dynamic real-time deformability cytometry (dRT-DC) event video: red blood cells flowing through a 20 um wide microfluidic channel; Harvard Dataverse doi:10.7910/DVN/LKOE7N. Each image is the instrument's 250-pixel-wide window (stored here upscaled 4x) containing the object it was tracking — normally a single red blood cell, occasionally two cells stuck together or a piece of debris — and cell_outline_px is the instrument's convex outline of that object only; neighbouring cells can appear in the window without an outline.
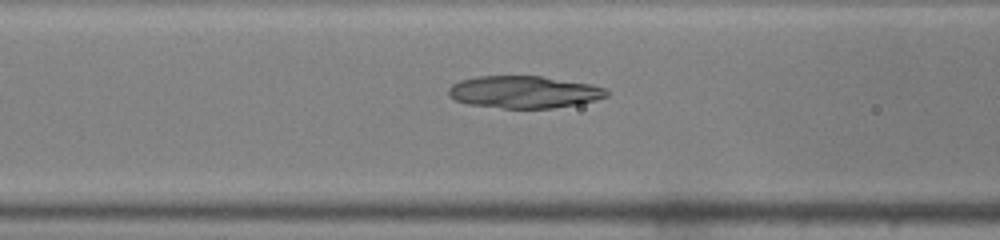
{"species": "common noctule bat (a hibernating species)", "species_latin": "Nyctalus noctula", "temperature_condition": "warm", "stored_images_in_passage": 50, "camera_frame_rate_fps": 3000, "um_per_image_px": 0.085, "animal": {"sex": "male", "body_mass_g": 19.0, "forearm_length_mm": 50.8}, "frame": {"image": 1, "passage_image": 21, "time_ms": 6.667, "image_size_px": [1000, 240], "cell_outline_px": [[608, 96], [596, 100], [576, 104], [552, 108], [504, 108], [468, 104], [456, 100], [448, 92], [448, 88], [452, 84], [460, 80], [476, 76], [540, 76], [592, 84], [604, 88], [608, 92]], "centroid_in_image_um": [44.54, 7.81], "position_along_channel_um": 122.1, "area_um2": 29.54}}
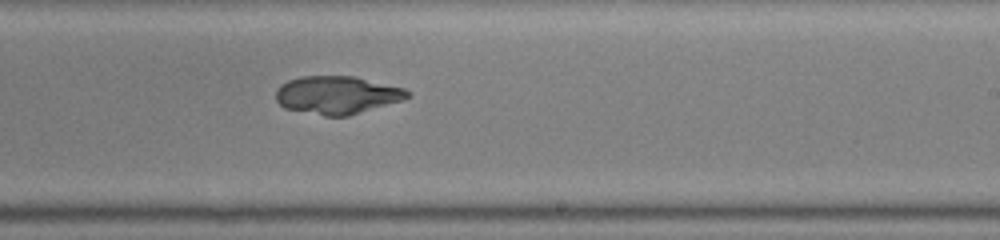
{"frame": {"image": 2, "passage_image": 31, "time_ms": 10.0, "image_size_px": [1000, 240], "cell_outline_px": [[412, 96], [400, 100], [348, 116], [324, 116], [284, 108], [276, 100], [276, 88], [280, 84], [288, 80], [304, 76], [356, 76], [404, 88]], "centroid_in_image_um": [28.61, 8.07], "position_along_channel_um": 260.4, "area_um2": 29.02}}
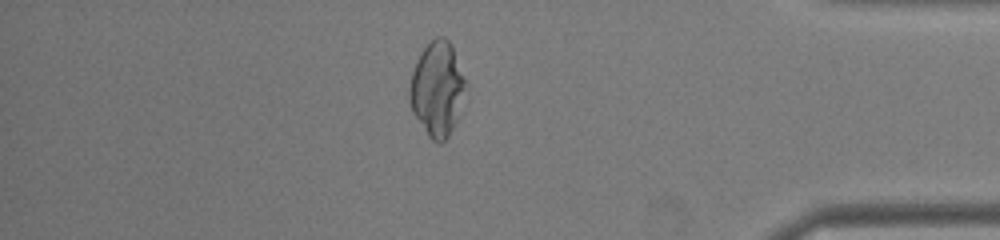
{"frame": {"image": 3, "passage_image": 43, "time_ms": 14.0, "image_size_px": [1000, 240], "cell_outline_px": [[468, 88], [456, 120], [448, 136], [440, 144], [432, 140], [428, 136], [412, 112], [408, 100], [408, 88], [412, 72], [416, 60], [420, 52], [436, 36], [444, 36], [452, 44], [468, 84]], "centroid_in_image_um": [37.17, 7.54], "position_along_channel_um": 398.0, "area_um2": 31.39}, "authors_computed_cell_mechanics": {"area_um2": 29.6514, "velocity_mm_per_s": 4.1691, "shape_relaxation_time_tau1_ms": null, "shape_relaxation_time_tau2_ms": 1.1177, "deformation_change_tau1": null, "deformation_change_tau2": 0.0344}}